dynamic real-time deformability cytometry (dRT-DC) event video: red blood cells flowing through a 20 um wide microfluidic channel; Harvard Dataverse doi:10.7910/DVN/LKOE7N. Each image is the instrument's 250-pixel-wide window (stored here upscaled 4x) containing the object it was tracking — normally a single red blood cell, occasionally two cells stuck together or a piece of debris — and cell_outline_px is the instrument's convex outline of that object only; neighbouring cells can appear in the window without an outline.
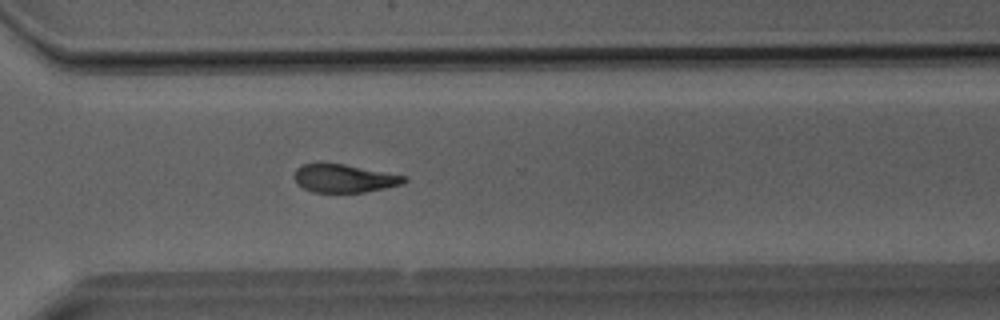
{"species": "Egyptian fruit bat (a non-hibernating species)", "species_latin": "Rousettus aegyptiacus", "temperature_condition": "room temperature", "stored_images_in_passage": 27, "camera_frame_rate_fps": 3000, "um_per_image_px": 0.085, "animal": {"sex": "male"}, "frame": {"image": 1, "passage_image": 17, "time_ms": 5.333, "image_size_px": [1000, 320], "cell_outline_px": [[408, 180], [400, 184], [384, 188], [364, 192], [312, 192], [304, 188], [292, 176], [296, 168], [304, 164], [344, 164], [408, 176]], "centroid_in_image_um": [29.27, 15.16], "position_along_channel_um": 341.3, "area_um2": 17.8}}
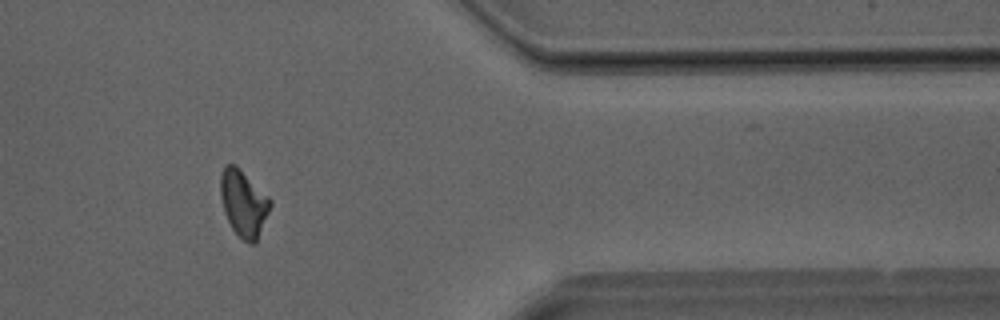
{"frame": {"image": 2, "passage_image": 21, "time_ms": 6.667, "image_size_px": [1000, 320], "cell_outline_px": [[272, 204], [256, 244], [248, 244], [232, 228], [224, 212], [220, 196], [220, 172], [224, 164], [236, 164], [272, 200]], "centroid_in_image_um": [20.7, 17.26], "position_along_channel_um": 390.7, "area_um2": 19.48}}
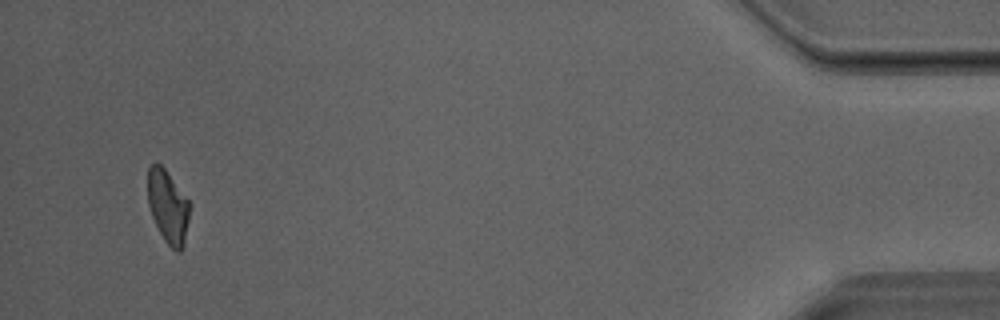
{"frame": {"image": 3, "passage_image": 26, "time_ms": 8.333, "image_size_px": [1000, 320], "cell_outline_px": [[188, 220], [184, 248], [180, 252], [176, 252], [164, 240], [152, 216], [148, 204], [148, 168], [152, 164], [160, 164], [164, 168], [188, 200]], "centroid_in_image_um": [14.26, 17.6], "position_along_channel_um": 420.9, "area_um2": 17.46}}